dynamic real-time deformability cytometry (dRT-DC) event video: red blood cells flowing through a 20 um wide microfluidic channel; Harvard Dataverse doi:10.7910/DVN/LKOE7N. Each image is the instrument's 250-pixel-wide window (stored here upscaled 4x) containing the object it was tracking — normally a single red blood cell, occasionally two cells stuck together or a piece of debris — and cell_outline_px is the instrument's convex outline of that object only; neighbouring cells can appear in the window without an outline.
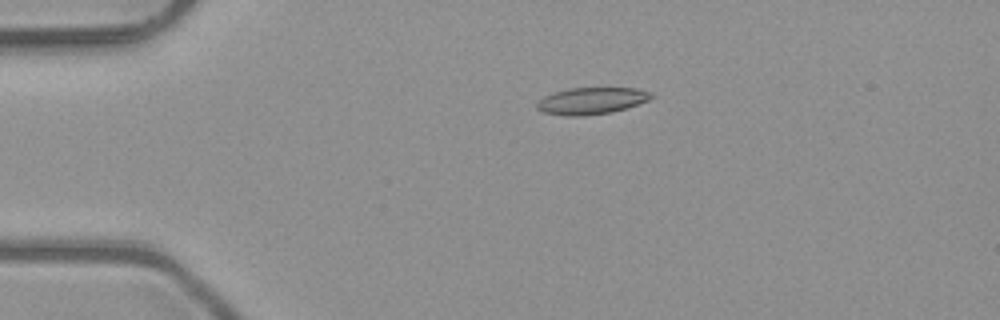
{"species": "common noctule bat (a hibernating species)", "species_latin": "Nyctalus noctula", "temperature_condition": "room temperature", "stored_images_in_passage": 4, "camera_frame_rate_fps": 3000, "um_per_image_px": 0.085, "animal": {"sex": "male", "body_mass_g": 23.1, "forearm_length_mm": 52.7}, "frame": {"image": 1, "passage_image": 3, "time_ms": 0.667, "image_size_px": [1000, 320], "cell_outline_px": [[656, 96], [648, 100], [612, 112], [584, 116], [568, 116], [540, 112], [536, 108], [536, 104], [544, 96], [568, 88], [636, 88], [648, 92]], "centroid_in_image_um": [50.24, 8.57], "position_along_channel_um": 34.8, "area_um2": 17.74}}